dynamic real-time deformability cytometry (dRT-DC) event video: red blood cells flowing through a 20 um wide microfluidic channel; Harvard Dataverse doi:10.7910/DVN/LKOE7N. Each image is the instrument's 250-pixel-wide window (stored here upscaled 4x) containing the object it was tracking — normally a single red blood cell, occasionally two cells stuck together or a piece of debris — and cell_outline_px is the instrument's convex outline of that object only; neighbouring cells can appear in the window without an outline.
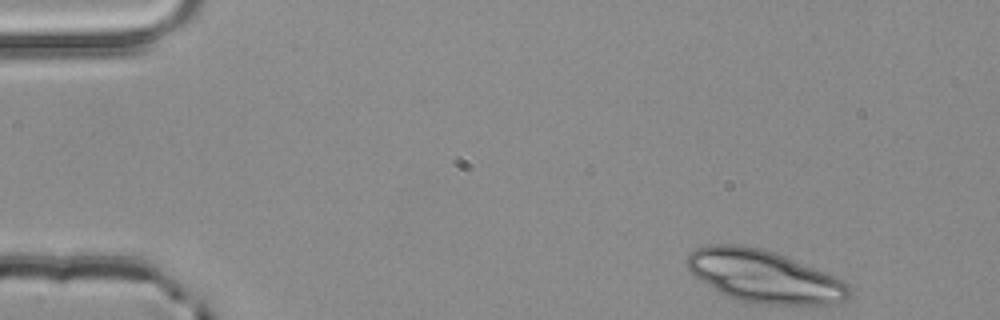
{"species": "common noctule bat (a hibernating species)", "species_latin": "Nyctalus noctula", "temperature_condition": "room temperature", "stored_images_in_passage": 3, "camera_frame_rate_fps": 3000, "um_per_image_px": 0.085, "animal": {"sex": "male", "body_mass_g": 20.4}, "frame": {"image": 1, "passage_image": 1, "time_ms": 0.0, "image_size_px": [1000, 320], "cell_outline_px": [[852, 292], [844, 300], [836, 304], [760, 304], [736, 300], [720, 292], [696, 276], [684, 264], [684, 260], [696, 248], [708, 244], [740, 244], [760, 248], [776, 252], [844, 280], [848, 284]], "centroid_in_image_um": [64.95, 23.48], "position_along_channel_um": 20.1, "area_um2": 49.36}}